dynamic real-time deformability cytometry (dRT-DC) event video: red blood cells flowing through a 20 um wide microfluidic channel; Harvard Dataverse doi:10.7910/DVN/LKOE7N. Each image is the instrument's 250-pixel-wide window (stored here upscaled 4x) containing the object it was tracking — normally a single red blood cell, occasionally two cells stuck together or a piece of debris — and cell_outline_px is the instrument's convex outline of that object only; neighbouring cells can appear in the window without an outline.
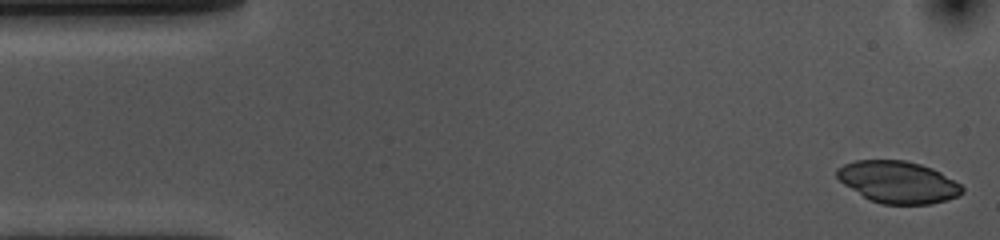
{"species": "common noctule bat (a hibernating species)", "species_latin": "Nyctalus noctula", "temperature_condition": "cold", "stored_images_in_passage": 53, "camera_frame_rate_fps": 3000, "um_per_image_px": 0.085, "animal": {"sex": "female", "body_mass_g": 10.0, "forearm_length_mm": 53.1}, "frame": {"image": 1, "passage_image": 1, "time_ms": 0.0, "image_size_px": [1000, 240], "cell_outline_px": [[964, 192], [956, 196], [944, 200], [928, 204], [880, 204], [868, 200], [844, 184], [836, 176], [836, 168], [844, 164], [856, 160], [904, 160], [920, 164], [932, 168], [940, 172], [960, 184], [964, 188]], "centroid_in_image_um": [76.3, 15.47], "position_along_channel_um": 8.7, "area_um2": 30.52}}